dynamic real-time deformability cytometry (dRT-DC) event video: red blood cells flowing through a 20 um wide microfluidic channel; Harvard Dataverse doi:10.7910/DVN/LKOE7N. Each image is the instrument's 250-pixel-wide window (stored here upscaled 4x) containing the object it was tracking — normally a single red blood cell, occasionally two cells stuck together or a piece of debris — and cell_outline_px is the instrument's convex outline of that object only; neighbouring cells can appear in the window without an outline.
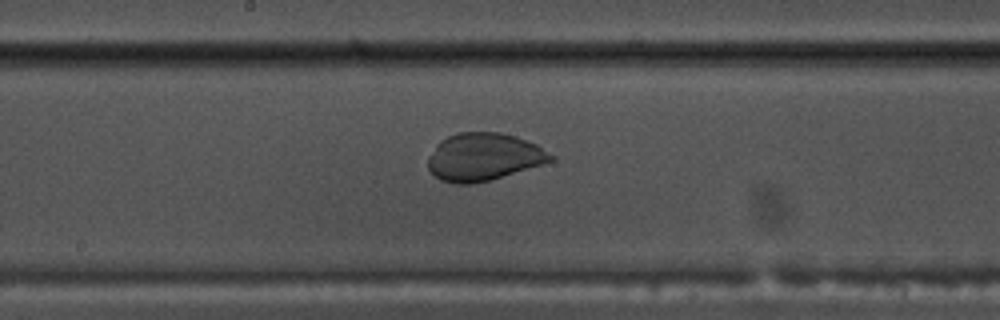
{"species": "common noctule bat (a hibernating species)", "species_latin": "Nyctalus noctula", "temperature_condition": "warm", "stored_images_in_passage": 41, "camera_frame_rate_fps": 3000, "um_per_image_px": 0.085, "animal": {"sex": "male", "body_mass_g": 17.5, "forearm_length_mm": 52.3}, "frame": {"image": 1, "passage_image": 16, "time_ms": 5.0, "image_size_px": [1000, 320], "cell_outline_px": [[556, 160], [488, 180], [472, 184], [456, 184], [440, 180], [428, 168], [428, 156], [436, 144], [440, 140], [448, 136], [460, 132], [500, 132], [516, 136], [536, 144], [556, 156]], "centroid_in_image_um": [41.11, 13.33], "position_along_channel_um": 207.1, "area_um2": 34.04}}
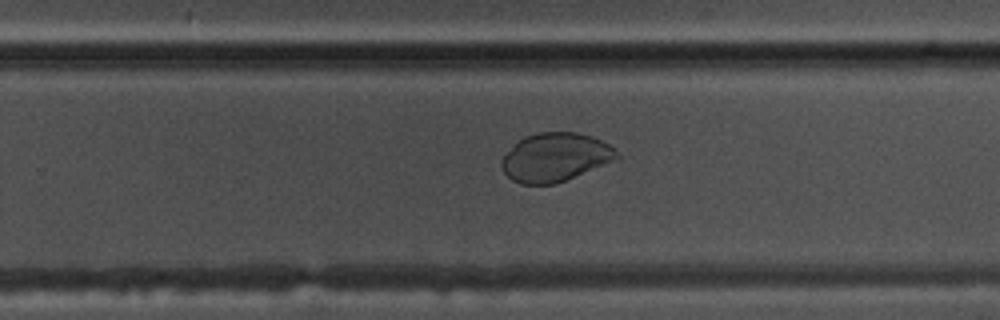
{"frame": {"image": 2, "passage_image": 22, "time_ms": 7.0, "image_size_px": [1000, 320], "cell_outline_px": [[620, 160], [564, 180], [552, 184], [520, 184], [512, 180], [504, 172], [500, 164], [500, 160], [524, 136], [536, 132], [576, 132], [592, 136], [616, 148], [620, 156]], "centroid_in_image_um": [47.25, 13.36], "position_along_channel_um": 282.6, "area_um2": 32.71}}
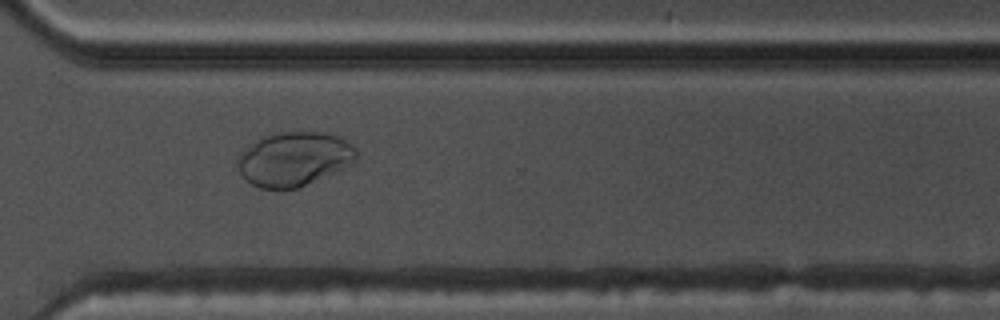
{"frame": {"image": 3, "passage_image": 27, "time_ms": 8.667, "image_size_px": [1000, 320], "cell_outline_px": [[356, 160], [340, 168], [296, 188], [260, 188], [252, 184], [240, 172], [236, 164], [236, 160], [240, 152], [256, 140], [272, 132], [328, 132], [340, 136], [348, 140], [356, 148]], "centroid_in_image_um": [24.97, 13.46], "position_along_channel_um": 345.6, "area_um2": 37.05}}